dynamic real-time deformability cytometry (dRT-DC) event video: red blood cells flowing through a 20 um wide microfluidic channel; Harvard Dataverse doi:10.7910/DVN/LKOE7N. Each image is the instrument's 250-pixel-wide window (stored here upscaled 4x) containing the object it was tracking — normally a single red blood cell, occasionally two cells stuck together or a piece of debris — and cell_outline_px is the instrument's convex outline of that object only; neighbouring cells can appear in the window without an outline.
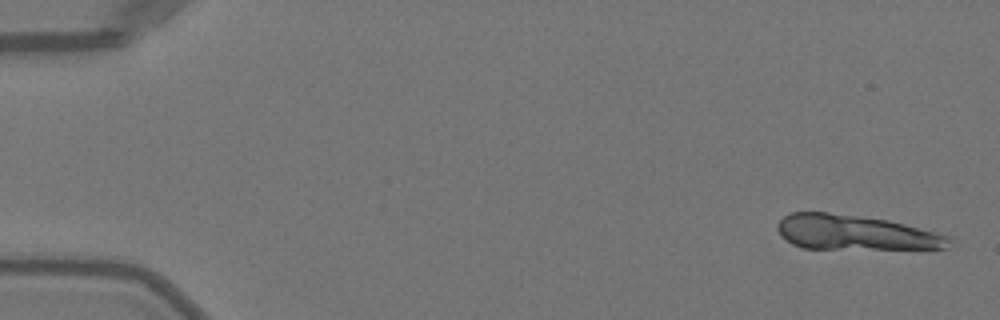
{"species": "Egyptian fruit bat (a non-hibernating species)", "species_latin": "Rousettus aegyptiacus", "temperature_condition": "warm", "stored_images_in_passage": 11, "camera_frame_rate_fps": 3000, "um_per_image_px": 0.085, "animal": {"sex": "female"}, "frame": {"image": 1, "passage_image": 2, "time_ms": 0.333, "image_size_px": [1000, 320], "cell_outline_px": [[952, 240], [948, 248], [804, 248], [792, 244], [780, 236], [776, 228], [776, 224], [788, 212], [828, 212], [888, 220], [944, 232], [952, 236]], "centroid_in_image_um": [72.74, 19.75], "position_along_channel_um": 12.3, "area_um2": 35.14}}